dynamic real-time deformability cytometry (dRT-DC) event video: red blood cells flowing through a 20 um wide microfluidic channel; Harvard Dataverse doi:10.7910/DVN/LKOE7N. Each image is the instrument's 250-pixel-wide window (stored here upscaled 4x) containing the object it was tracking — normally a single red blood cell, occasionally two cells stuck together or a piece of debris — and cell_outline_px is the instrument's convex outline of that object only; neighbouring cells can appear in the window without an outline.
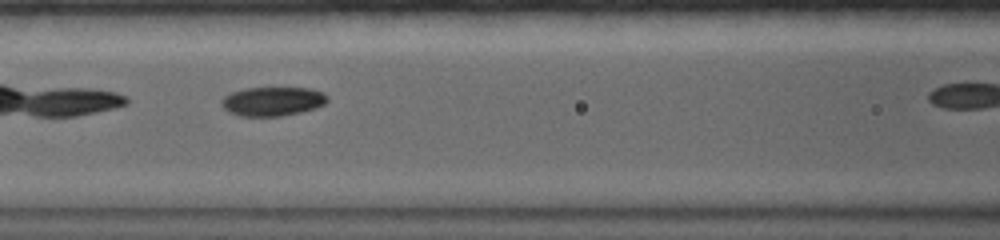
{"species": "common noctule bat (a hibernating species)", "species_latin": "Nyctalus noctula", "temperature_condition": "warm", "stored_images_in_passage": 29, "camera_frame_rate_fps": 5000, "um_per_image_px": 0.085, "animal": {"sex": "female", "body_mass_g": 19.0, "forearm_length_mm": 56.7}, "frame": {"image": 1, "passage_image": 9, "time_ms": 3.0, "image_size_px": [1000, 240], "cell_outline_px": [[328, 100], [324, 104], [316, 108], [300, 112], [280, 116], [240, 116], [228, 112], [220, 104], [220, 100], [224, 96], [232, 92], [244, 88], [312, 88], [328, 96]], "centroid_in_image_um": [23.14, 8.61], "position_along_channel_um": 143.5, "area_um2": 17.98}}
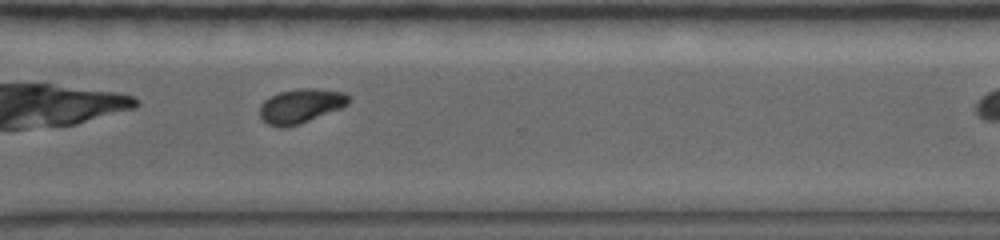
{"frame": {"image": 2, "passage_image": 25, "time_ms": 8.6, "image_size_px": [1000, 240], "cell_outline_px": [[352, 100], [348, 104], [340, 108], [308, 120], [284, 128], [280, 128], [268, 124], [260, 116], [260, 104], [264, 100], [280, 92], [296, 88], [316, 88], [344, 92]], "centroid_in_image_um": [25.56, 8.98], "position_along_channel_um": 345.0, "area_um2": 17.57}}